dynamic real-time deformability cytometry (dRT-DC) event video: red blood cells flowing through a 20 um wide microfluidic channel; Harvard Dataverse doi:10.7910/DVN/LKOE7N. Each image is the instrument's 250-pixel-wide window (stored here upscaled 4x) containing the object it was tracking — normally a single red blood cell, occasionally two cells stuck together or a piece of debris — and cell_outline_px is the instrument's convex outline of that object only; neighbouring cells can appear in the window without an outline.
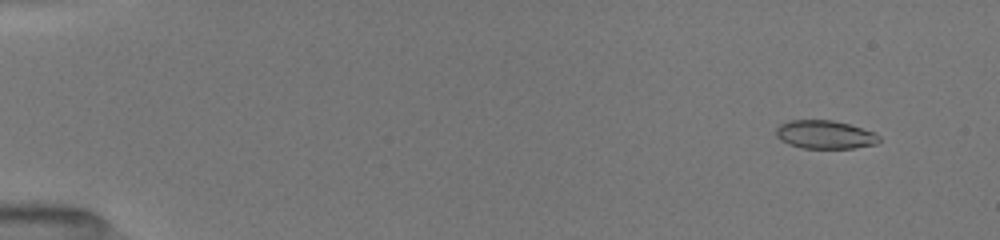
{"species": "common noctule bat (a hibernating species)", "species_latin": "Nyctalus noctula", "temperature_condition": "room temperature", "stored_images_in_passage": 44, "camera_frame_rate_fps": 3000, "um_per_image_px": 0.085, "animal": {"sex": "female", "body_mass_g": 19.5, "forearm_length_mm": 54.1}, "frame": {"image": 1, "passage_image": 7, "time_ms": 1.333, "image_size_px": [1000, 240], "cell_outline_px": [[880, 140], [876, 144], [852, 148], [804, 148], [788, 144], [780, 140], [776, 136], [776, 128], [780, 124], [788, 120], [832, 120], [848, 124], [876, 132], [880, 136]], "centroid_in_image_um": [70.12, 11.44], "position_along_channel_um": 14.9, "area_um2": 17.11}}
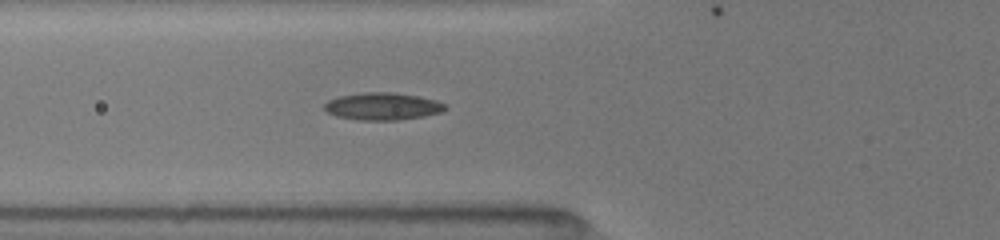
{"frame": {"image": 2, "passage_image": 28, "time_ms": 6.667, "image_size_px": [1000, 240], "cell_outline_px": [[448, 108], [440, 112], [424, 116], [396, 120], [360, 120], [336, 116], [328, 112], [324, 108], [324, 104], [328, 100], [340, 96], [364, 92], [392, 92], [420, 96], [436, 100], [444, 104]], "centroid_in_image_um": [32.52, 9.03], "position_along_channel_um": 93.3, "area_um2": 19.19}}
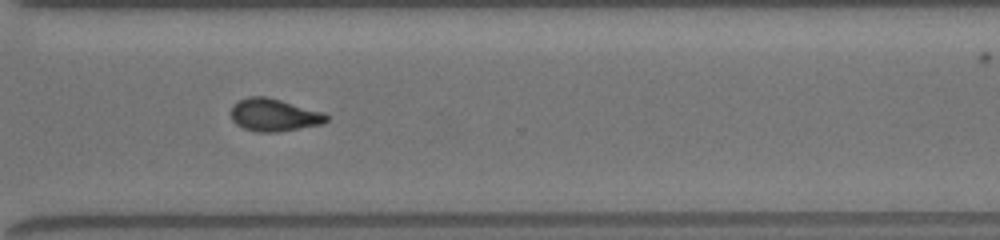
{"frame": {"image": 3, "passage_image": 43, "time_ms": 13.0, "image_size_px": [1000, 240], "cell_outline_px": [[328, 120], [320, 124], [276, 132], [256, 132], [244, 128], [236, 124], [232, 120], [232, 104], [248, 96], [268, 96], [324, 112], [328, 116]], "centroid_in_image_um": [23.28, 9.76], "position_along_channel_um": 347.3, "area_um2": 18.09}}